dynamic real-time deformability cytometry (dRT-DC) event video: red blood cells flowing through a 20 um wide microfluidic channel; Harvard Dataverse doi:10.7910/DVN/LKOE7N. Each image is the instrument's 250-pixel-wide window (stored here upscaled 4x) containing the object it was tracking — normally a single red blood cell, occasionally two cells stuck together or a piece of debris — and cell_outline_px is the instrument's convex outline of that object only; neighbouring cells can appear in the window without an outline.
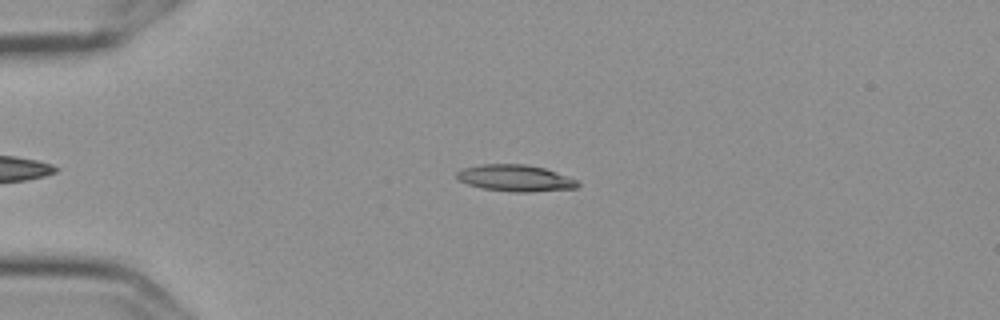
{"species": "Egyptian fruit bat (a non-hibernating species)", "species_latin": "Rousettus aegyptiacus", "temperature_condition": "cold", "stored_images_in_passage": 45, "camera_frame_rate_fps": 3000, "um_per_image_px": 0.085, "frame": {"image": 1, "passage_image": 2, "time_ms": 0.333, "image_size_px": [1000, 320], "cell_outline_px": [[580, 184], [576, 188], [532, 192], [512, 192], [480, 188], [456, 180], [456, 172], [464, 168], [480, 164], [528, 164], [544, 168], [580, 180]], "centroid_in_image_um": [43.81, 15.14], "position_along_channel_um": 41.2, "area_um2": 19.02}}
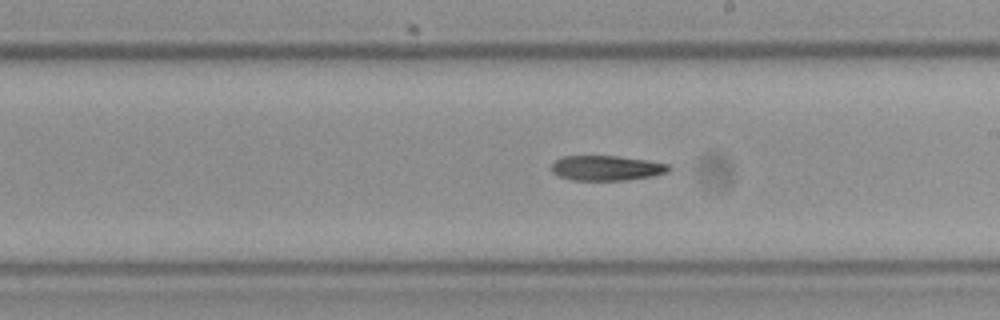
{"frame": {"image": 2, "passage_image": 21, "time_ms": 6.667, "image_size_px": [1000, 320], "cell_outline_px": [[672, 168], [668, 172], [652, 176], [624, 180], [572, 180], [560, 176], [552, 172], [552, 160], [560, 156], [620, 156], [648, 160], [672, 164]], "centroid_in_image_um": [51.58, 14.27], "position_along_channel_um": 237.4, "area_um2": 17.34}}
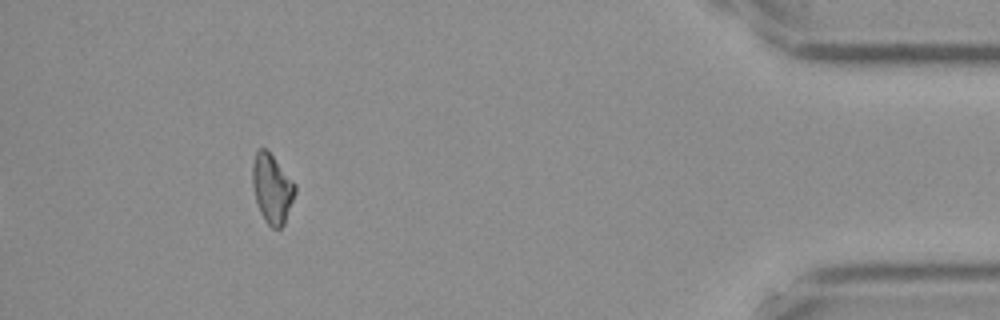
{"frame": {"image": 3, "passage_image": 40, "time_ms": 13.0, "image_size_px": [1000, 320], "cell_outline_px": [[296, 192], [284, 224], [280, 228], [272, 228], [264, 220], [260, 212], [256, 200], [252, 184], [252, 164], [256, 152], [260, 148], [264, 148], [272, 156], [296, 184]], "centroid_in_image_um": [23.12, 16.05], "position_along_channel_um": 412.1, "area_um2": 16.99}}